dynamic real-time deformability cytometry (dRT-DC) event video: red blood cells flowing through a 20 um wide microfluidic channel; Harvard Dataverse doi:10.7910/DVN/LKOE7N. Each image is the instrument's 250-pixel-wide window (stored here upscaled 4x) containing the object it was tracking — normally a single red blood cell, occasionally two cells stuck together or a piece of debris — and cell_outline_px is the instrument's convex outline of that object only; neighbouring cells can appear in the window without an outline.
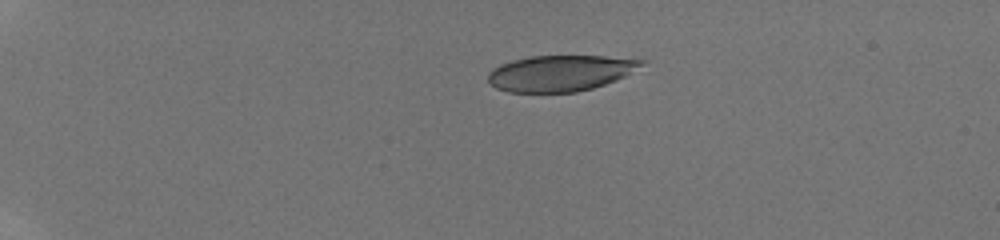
{"species": "human", "species_latin": "Homo sapiens", "temperature_condition": "room temperature", "stored_images_in_passage": 10, "camera_frame_rate_fps": 3000, "um_per_image_px": 0.085, "donor": {"sex": "male"}, "frame": {"image": 1, "passage_image": 1, "time_ms": 0.0, "image_size_px": [1000, 240], "cell_outline_px": [[648, 60], [644, 64], [624, 76], [616, 80], [592, 88], [576, 92], [508, 92], [496, 88], [488, 80], [488, 72], [492, 68], [500, 64], [512, 60], [532, 56], [604, 56]], "centroid_in_image_um": [47.61, 6.21], "position_along_channel_um": 37.4, "area_um2": 32.08}}
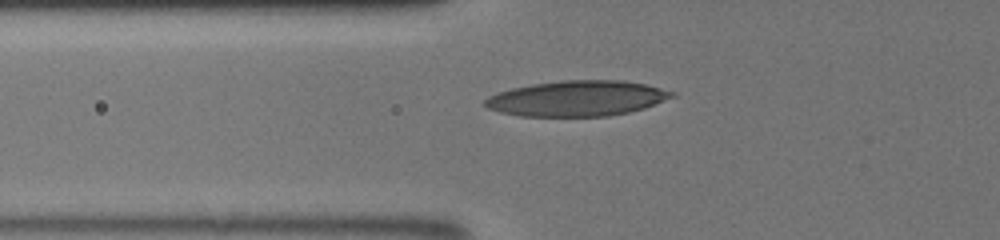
{"frame": {"image": 2, "passage_image": 9, "time_ms": 3.0, "image_size_px": [1000, 240], "cell_outline_px": [[676, 96], [644, 108], [628, 112], [608, 116], [520, 116], [500, 112], [488, 108], [484, 104], [484, 100], [488, 96], [496, 92], [512, 88], [532, 84], [560, 80], [624, 80], [644, 84], [676, 92]], "centroid_in_image_um": [49.04, 8.36], "position_along_channel_um": 76.8, "area_um2": 38.73}}